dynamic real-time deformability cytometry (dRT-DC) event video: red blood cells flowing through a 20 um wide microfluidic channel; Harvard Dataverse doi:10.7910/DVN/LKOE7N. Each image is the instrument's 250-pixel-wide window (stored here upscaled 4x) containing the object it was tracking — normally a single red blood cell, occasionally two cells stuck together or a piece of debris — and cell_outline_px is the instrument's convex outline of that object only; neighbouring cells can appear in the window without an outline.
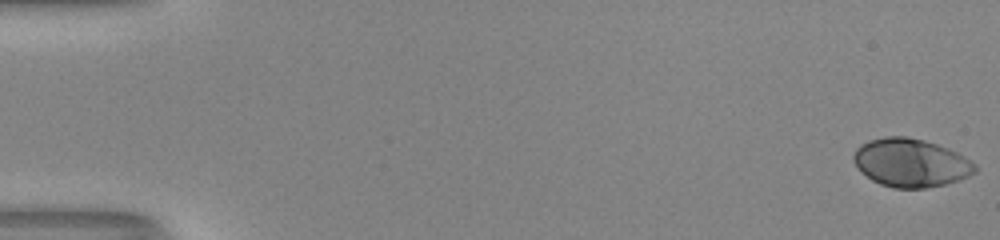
{"species": "human", "species_latin": "Homo sapiens", "temperature_condition": "room temperature", "stored_images_in_passage": 54, "camera_frame_rate_fps": 3000, "um_per_image_px": 0.085, "donor": {"sex": "male"}, "frame": {"image": 1, "passage_image": 1, "time_ms": 0.0, "image_size_px": [1000, 240], "cell_outline_px": [[976, 172], [960, 180], [928, 188], [892, 188], [880, 184], [872, 180], [860, 172], [852, 160], [852, 156], [856, 148], [860, 144], [868, 140], [884, 136], [908, 136], [924, 140], [948, 148], [964, 156], [976, 164]], "centroid_in_image_um": [77.38, 13.83], "position_along_channel_um": 7.6, "area_um2": 34.56}}
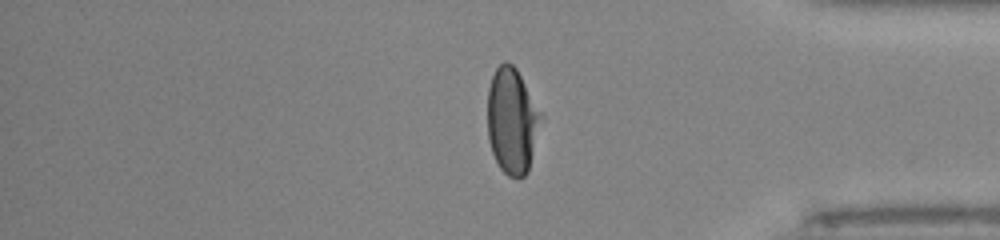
{"frame": {"image": 2, "passage_image": 45, "time_ms": 14.667, "image_size_px": [1000, 240], "cell_outline_px": [[544, 116], [528, 172], [524, 176], [508, 176], [500, 168], [492, 152], [488, 140], [488, 88], [492, 76], [496, 68], [504, 60], [508, 60], [516, 68]], "centroid_in_image_um": [43.55, 10.25], "position_along_channel_um": 391.7, "area_um2": 33.23}}
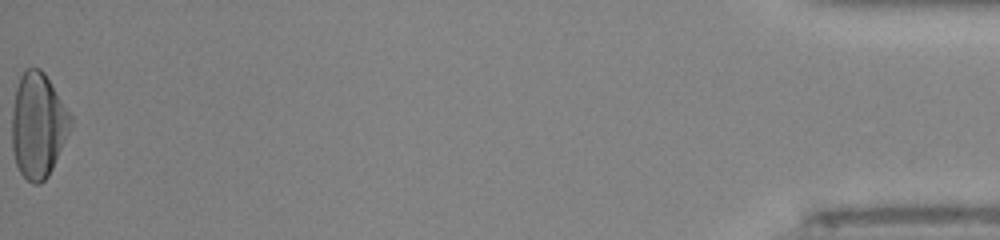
{"frame": {"image": 3, "passage_image": 54, "time_ms": 17.667, "image_size_px": [1000, 240], "cell_outline_px": [[72, 124], [52, 168], [48, 176], [40, 184], [32, 184], [20, 172], [16, 164], [12, 148], [12, 108], [16, 88], [20, 76], [24, 68], [40, 68], [44, 72], [72, 116]], "centroid_in_image_um": [3.22, 10.63], "position_along_channel_um": 432.0, "area_um2": 35.72}, "authors_computed_cell_mechanics": {"area_um2": 33.2061, "velocity_mm_per_s": 4.0084, "shape_relaxation_time_tau1_ms": 3.713, "shape_relaxation_time_tau2_ms": null, "deformation_change_tau1": 0.2023, "deformation_change_tau2": null}}